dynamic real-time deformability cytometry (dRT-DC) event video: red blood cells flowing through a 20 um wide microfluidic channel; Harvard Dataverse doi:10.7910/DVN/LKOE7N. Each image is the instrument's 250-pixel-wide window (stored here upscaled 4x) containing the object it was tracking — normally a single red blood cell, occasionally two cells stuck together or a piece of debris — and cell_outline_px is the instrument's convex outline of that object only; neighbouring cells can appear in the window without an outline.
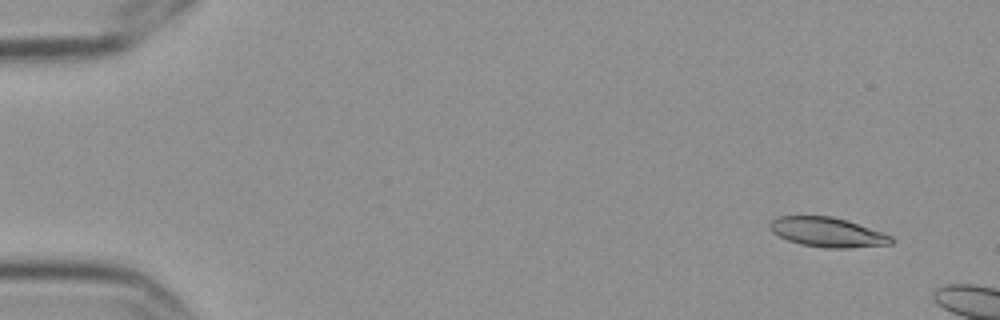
{"species": "Egyptian fruit bat (a non-hibernating species)", "species_latin": "Rousettus aegyptiacus", "temperature_condition": "cold", "stored_images_in_passage": 4, "camera_frame_rate_fps": 3000, "um_per_image_px": 0.085, "frame": {"image": 1, "passage_image": 2, "time_ms": 0.333, "image_size_px": [1000, 320], "cell_outline_px": [[896, 240], [892, 244], [848, 248], [828, 248], [800, 244], [788, 240], [772, 232], [768, 228], [768, 224], [776, 216], [828, 216], [844, 220], [892, 236]], "centroid_in_image_um": [70.29, 19.75], "position_along_channel_um": 14.7, "area_um2": 20.69}}